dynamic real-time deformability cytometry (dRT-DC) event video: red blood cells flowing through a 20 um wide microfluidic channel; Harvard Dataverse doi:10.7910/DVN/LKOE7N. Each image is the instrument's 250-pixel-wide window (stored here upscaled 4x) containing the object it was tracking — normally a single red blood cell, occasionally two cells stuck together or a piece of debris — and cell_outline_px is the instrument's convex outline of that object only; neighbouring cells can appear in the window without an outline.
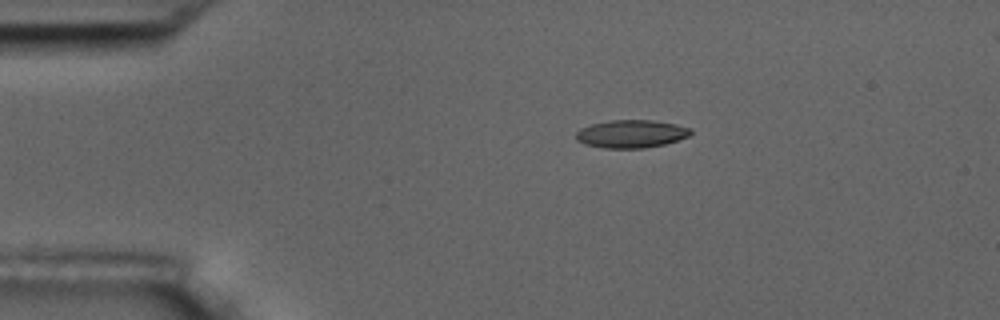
{"species": "common noctule bat (a hibernating species)", "species_latin": "Nyctalus noctula", "temperature_condition": "room temperature", "stored_images_in_passage": 5, "segment_of_instrument_passage": [1, 2], "camera_frame_rate_fps": 3000, "um_per_image_px": 0.085, "animal": {"sex": "male", "body_mass_g": 17.5, "forearm_length_mm": 52.3}, "frame": {"image": 1, "passage_image": 3, "time_ms": 2.333, "image_size_px": [1000, 320], "cell_outline_px": [[692, 132], [688, 136], [664, 144], [644, 148], [604, 148], [584, 144], [576, 140], [576, 132], [580, 128], [592, 124], [608, 120], [652, 120], [676, 124], [692, 128]], "centroid_in_image_um": [53.63, 11.37], "position_along_channel_um": 31.4, "area_um2": 18.67}}